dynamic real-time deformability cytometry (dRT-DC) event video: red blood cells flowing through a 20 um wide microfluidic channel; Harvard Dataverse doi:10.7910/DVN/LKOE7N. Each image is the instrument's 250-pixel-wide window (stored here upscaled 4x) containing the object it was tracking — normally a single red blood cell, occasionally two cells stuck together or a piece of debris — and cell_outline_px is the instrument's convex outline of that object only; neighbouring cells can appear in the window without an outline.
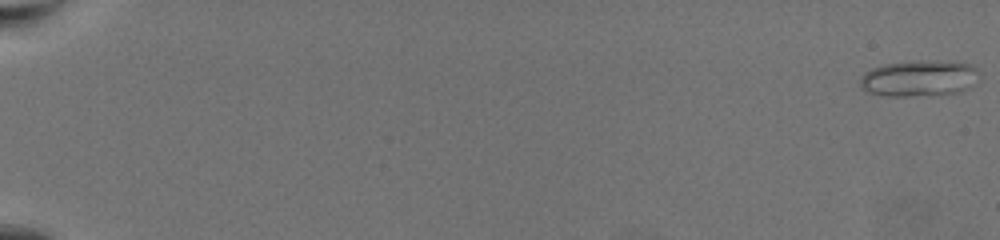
{"species": "common noctule bat (a hibernating species)", "species_latin": "Nyctalus noctula", "temperature_condition": "warm", "stored_images_in_passage": 65, "camera_frame_rate_fps": 3000, "um_per_image_px": 0.085, "animal": {"sex": "female", "body_mass_g": 19.5, "forearm_length_mm": 54.1}, "frame": {"image": 1, "passage_image": 1, "time_ms": 0.0, "image_size_px": [1000, 240], "cell_outline_px": [[980, 80], [968, 88], [960, 92], [908, 96], [888, 96], [868, 92], [860, 84], [860, 80], [864, 72], [872, 68], [884, 64], [916, 60], [956, 60], [972, 64], [980, 72]], "centroid_in_image_um": [78.21, 6.62], "position_along_channel_um": 6.8, "area_um2": 25.61}}
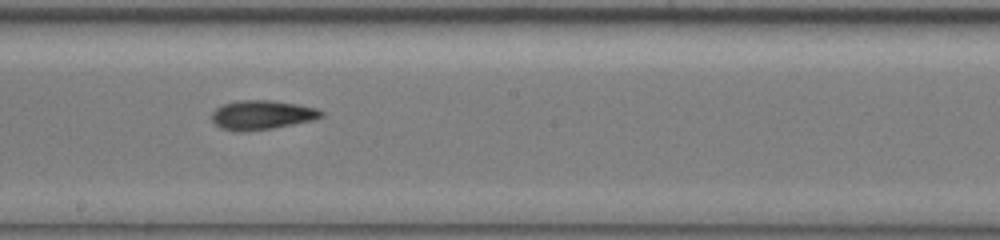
{"frame": {"image": 2, "passage_image": 40, "time_ms": 13.0, "image_size_px": [1000, 240], "cell_outline_px": [[324, 116], [312, 120], [272, 128], [240, 132], [236, 132], [220, 128], [212, 120], [212, 112], [216, 108], [224, 104], [236, 100], [272, 100], [300, 104], [316, 108], [324, 112]], "centroid_in_image_um": [22.26, 9.76], "position_along_channel_um": 225.9, "area_um2": 18.73}}
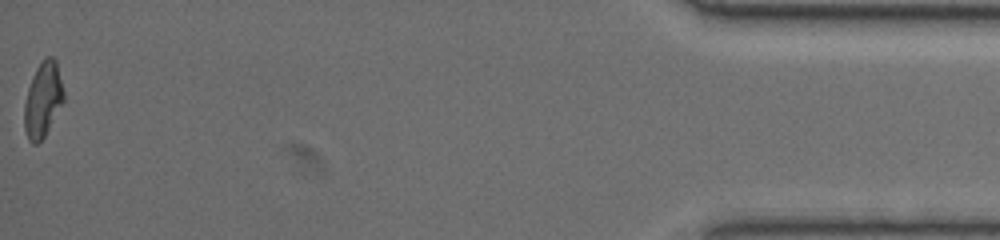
{"frame": {"image": 3, "passage_image": 65, "time_ms": 21.333, "image_size_px": [1000, 240], "cell_outline_px": [[64, 100], [44, 136], [36, 144], [32, 144], [28, 140], [24, 128], [24, 104], [28, 88], [32, 76], [36, 68], [44, 56], [52, 56], [56, 60], [64, 92]], "centroid_in_image_um": [3.63, 8.44], "position_along_channel_um": 431.6, "area_um2": 17.17}, "authors_computed_cell_mechanics": {"area_um2": 17.9758, "velocity_mm_per_s": 3.4373, "shape_relaxation_time_tau1_ms": 7.0138, "shape_relaxation_time_tau2_ms": 5.7869, "deformation_change_tau1": 0.264, "deformation_change_tau2": 0.1196}}